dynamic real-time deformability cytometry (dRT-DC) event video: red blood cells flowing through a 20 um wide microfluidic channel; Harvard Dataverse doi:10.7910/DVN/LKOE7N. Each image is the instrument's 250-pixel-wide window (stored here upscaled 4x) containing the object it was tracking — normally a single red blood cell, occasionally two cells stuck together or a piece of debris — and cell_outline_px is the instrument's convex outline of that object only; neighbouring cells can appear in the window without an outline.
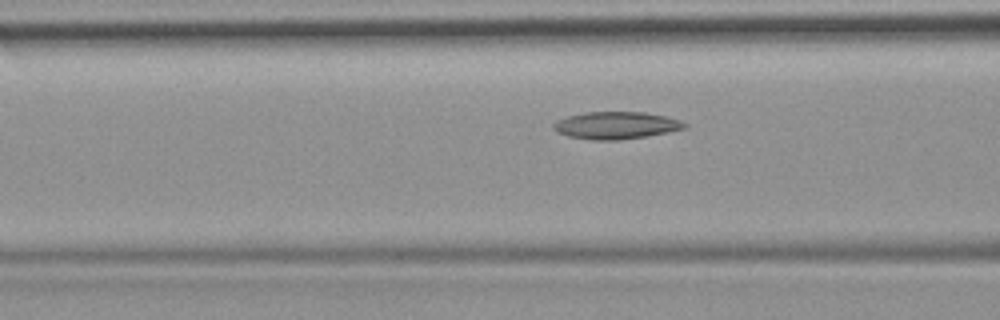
{"species": "common noctule bat (a hibernating species)", "species_latin": "Nyctalus noctula", "temperature_condition": "room temperature", "stored_images_in_passage": 8, "camera_frame_rate_fps": 3000, "um_per_image_px": 0.085, "animal": {"sex": "female", "body_mass_g": 19.9}, "frame": {"image": 1, "passage_image": 6, "time_ms": 1.667, "image_size_px": [1000, 320], "cell_outline_px": [[688, 128], [648, 136], [620, 140], [592, 140], [568, 136], [556, 132], [552, 128], [552, 124], [556, 120], [568, 116], [584, 112], [644, 112], [664, 116], [680, 120], [688, 124]], "centroid_in_image_um": [52.35, 10.66], "position_along_channel_um": 114.2, "area_um2": 21.04}}